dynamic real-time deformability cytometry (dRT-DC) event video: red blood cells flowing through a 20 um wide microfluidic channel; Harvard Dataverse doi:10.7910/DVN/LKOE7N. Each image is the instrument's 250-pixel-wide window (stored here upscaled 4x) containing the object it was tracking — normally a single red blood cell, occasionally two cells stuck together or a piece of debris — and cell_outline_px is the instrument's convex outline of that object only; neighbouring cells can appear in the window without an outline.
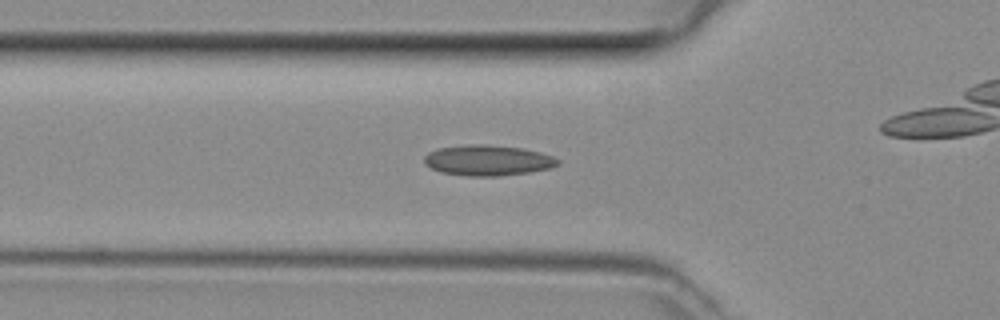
{"species": "common noctule bat (a hibernating species)", "species_latin": "Nyctalus noctula", "temperature_condition": "room temperature", "stored_images_in_passage": 31, "camera_frame_rate_fps": 3000, "um_per_image_px": 0.085, "animal": {"sex": "female", "body_mass_g": 29.2, "forearm_length_mm": 56.3}, "frame": {"image": 1, "passage_image": 9, "time_ms": 2.667, "image_size_px": [1000, 320], "cell_outline_px": [[560, 164], [552, 168], [528, 172], [496, 176], [468, 176], [440, 172], [424, 164], [424, 156], [428, 152], [440, 148], [468, 144], [484, 144], [520, 148], [540, 152], [552, 156], [560, 160]], "centroid_in_image_um": [41.46, 13.63], "position_along_channel_um": 84.3, "area_um2": 23.76}}
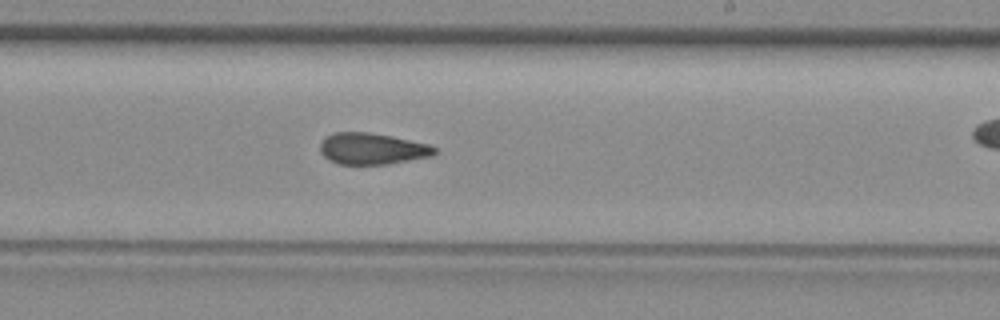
{"frame": {"image": 2, "passage_image": 21, "time_ms": 6.667, "image_size_px": [1000, 320], "cell_outline_px": [[436, 152], [432, 156], [388, 164], [340, 164], [328, 160], [320, 152], [320, 144], [328, 136], [336, 132], [368, 132], [392, 136], [428, 144], [436, 148]], "centroid_in_image_um": [31.64, 12.64], "position_along_channel_um": 257.4, "area_um2": 20.81}}
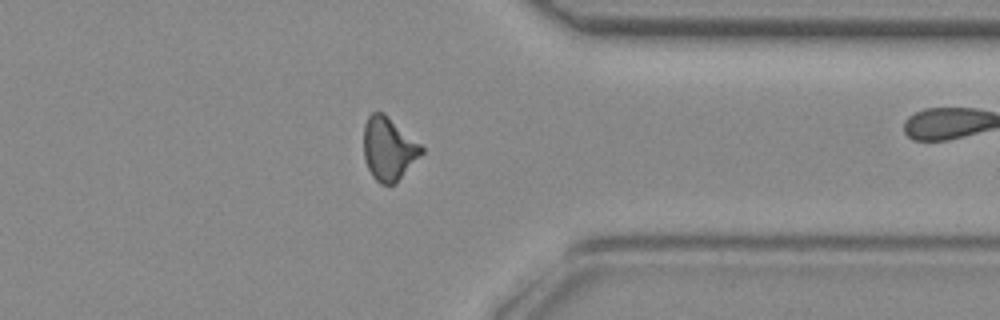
{"frame": {"image": 3, "passage_image": 30, "time_ms": 9.667, "image_size_px": [1000, 320], "cell_outline_px": [[424, 152], [396, 184], [380, 184], [372, 176], [364, 160], [364, 124], [368, 116], [372, 112], [384, 112], [420, 144], [424, 148]], "centroid_in_image_um": [33.03, 12.65], "position_along_channel_um": 378.4, "area_um2": 21.39}}